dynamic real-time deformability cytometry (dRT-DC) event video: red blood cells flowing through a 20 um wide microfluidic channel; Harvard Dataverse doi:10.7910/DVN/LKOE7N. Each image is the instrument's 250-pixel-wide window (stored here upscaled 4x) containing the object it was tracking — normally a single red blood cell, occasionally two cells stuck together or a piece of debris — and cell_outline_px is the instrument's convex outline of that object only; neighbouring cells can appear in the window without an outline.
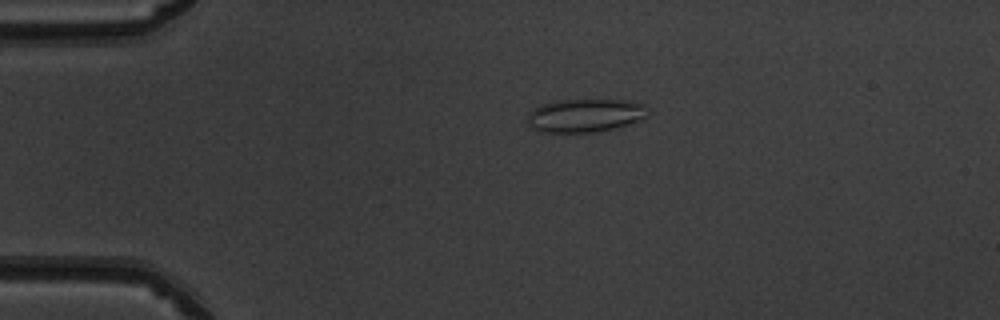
{"species": "common noctule bat (a hibernating species)", "species_latin": "Nyctalus noctula", "temperature_condition": "warm", "stored_images_in_passage": 50, "camera_frame_rate_fps": 3000, "um_per_image_px": 0.085, "animal": {"sex": "male", "body_mass_g": 19.5, "forearm_length_mm": 54.6}, "frame": {"image": 1, "passage_image": 11, "time_ms": 3.333, "image_size_px": [1000, 320], "cell_outline_px": [[648, 116], [640, 120], [628, 124], [612, 128], [592, 132], [544, 132], [532, 128], [528, 124], [528, 112], [532, 108], [540, 104], [556, 100], [628, 100], [644, 104]], "centroid_in_image_um": [49.7, 9.8], "position_along_channel_um": 35.3, "area_um2": 23.35}}
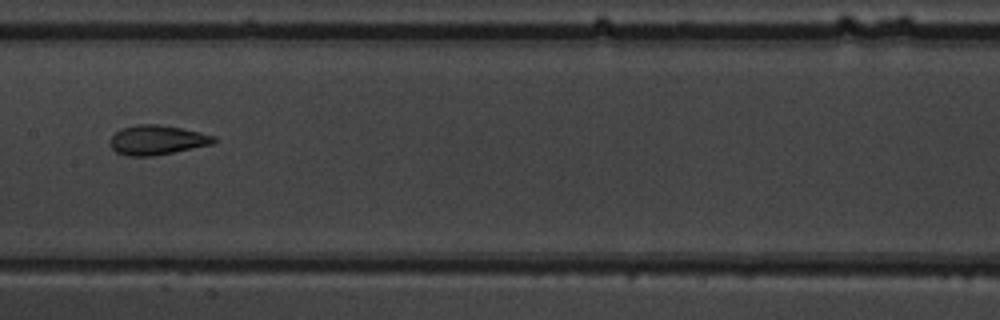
{"frame": {"image": 2, "passage_image": 26, "time_ms": 8.333, "image_size_px": [1000, 320], "cell_outline_px": [[216, 140], [212, 144], [152, 156], [128, 156], [116, 152], [112, 148], [112, 136], [116, 132], [124, 128], [136, 124], [160, 124], [200, 132], [216, 136]], "centroid_in_image_um": [13.37, 11.89], "position_along_channel_um": 194.0, "area_um2": 17.57}}
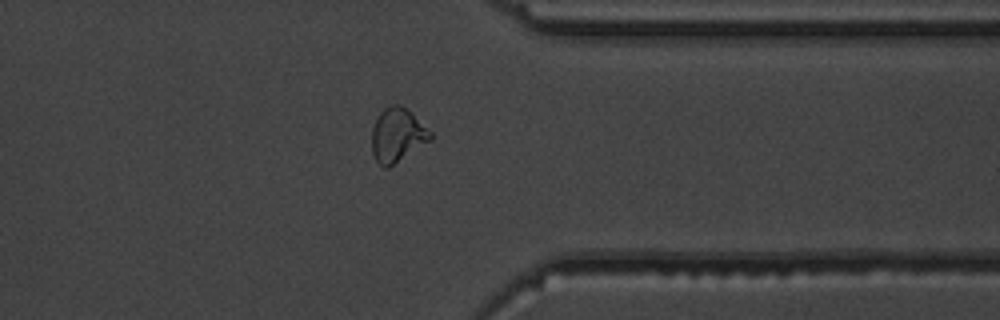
{"frame": {"image": 3, "passage_image": 40, "time_ms": 13.0, "image_size_px": [1000, 320], "cell_outline_px": [[432, 140], [388, 168], [384, 168], [376, 160], [372, 152], [372, 128], [380, 112], [384, 108], [392, 104], [400, 104], [432, 132]], "centroid_in_image_um": [33.77, 11.5], "position_along_channel_um": 377.6, "area_um2": 18.26}, "authors_computed_cell_mechanics": {"area_um2": 18.4382, "velocity_mm_per_s": 4.0321, "shape_relaxation_time_tau1_ms": 8.7279, "shape_relaxation_time_tau2_ms": 1.547, "deformation_change_tau1": 0.1669, "deformation_change_tau2": 0.0755}}